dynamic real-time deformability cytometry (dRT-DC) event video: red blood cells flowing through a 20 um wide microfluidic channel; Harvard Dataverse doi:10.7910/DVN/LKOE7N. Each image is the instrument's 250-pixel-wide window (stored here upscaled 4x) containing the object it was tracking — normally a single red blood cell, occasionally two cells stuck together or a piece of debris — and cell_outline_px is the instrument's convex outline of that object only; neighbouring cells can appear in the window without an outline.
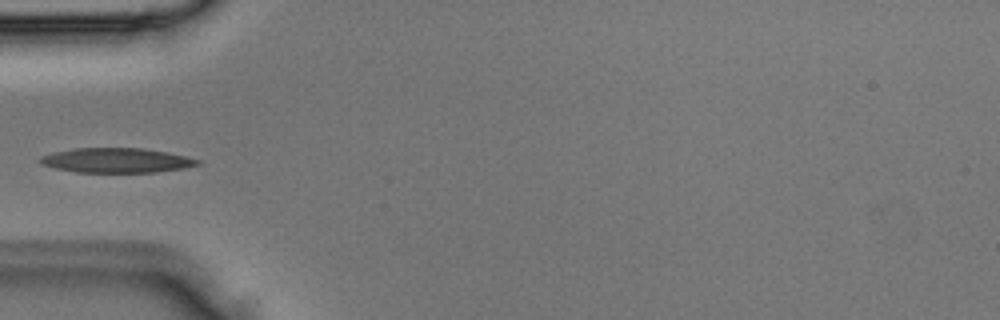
{"species": "Egyptian fruit bat (a non-hibernating species)", "species_latin": "Rousettus aegyptiacus", "temperature_condition": "room temperature", "stored_images_in_passage": 4, "camera_frame_rate_fps": 3000, "um_per_image_px": 0.085, "animal": {"sex": "male"}, "frame": {"image": 1, "passage_image": 4, "time_ms": 1.0, "image_size_px": [1000, 320], "cell_outline_px": [[200, 164], [184, 168], [156, 172], [76, 172], [56, 168], [40, 164], [40, 160], [44, 156], [52, 152], [76, 148], [140, 148], [168, 152], [200, 160]], "centroid_in_image_um": [9.91, 13.63], "position_along_channel_um": 75.1, "area_um2": 22.43}}